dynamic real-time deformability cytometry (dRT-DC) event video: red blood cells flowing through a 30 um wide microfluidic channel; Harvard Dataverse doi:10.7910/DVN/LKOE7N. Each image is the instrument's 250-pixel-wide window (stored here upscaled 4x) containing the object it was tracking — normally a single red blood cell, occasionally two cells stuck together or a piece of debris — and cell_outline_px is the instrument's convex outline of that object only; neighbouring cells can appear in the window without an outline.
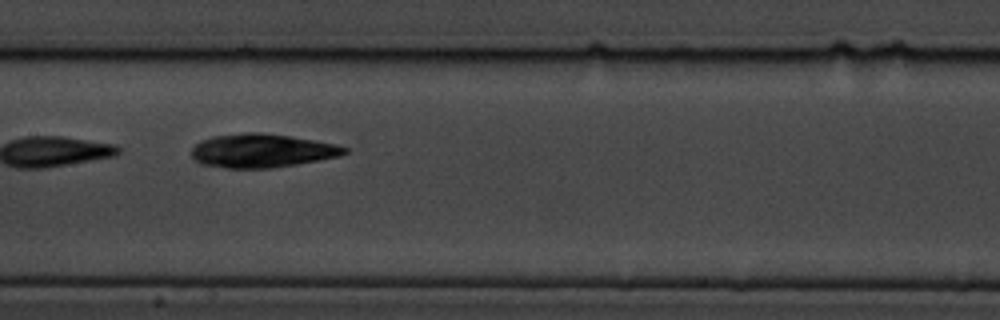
{"species": "common noctule bat (a hibernating species)", "species_latin": "Nyctalus noctula", "temperature_condition": "cold", "stored_images_in_passage": 6, "camera_frame_rate_fps": 3000, "um_per_image_px": 0.085, "animal": {"sex": "male", "body_mass_g": 19.5, "forearm_length_mm": 54.6}, "frame": {"image": 1, "passage_image": 5, "time_ms": 4.667, "image_size_px": [1000, 320], "cell_outline_px": [[348, 152], [340, 156], [296, 164], [272, 168], [228, 168], [200, 164], [192, 160], [192, 148], [200, 140], [212, 136], [248, 132], [264, 132], [316, 140], [336, 144], [348, 148]], "centroid_in_image_um": [22.24, 12.8], "position_along_channel_um": 185.2, "area_um2": 30.23}}